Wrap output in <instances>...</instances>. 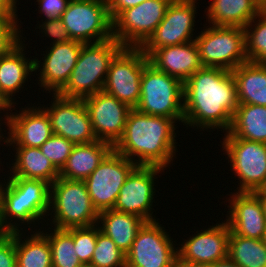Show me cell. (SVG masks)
Returning a JSON list of instances; mask_svg holds the SVG:
<instances>
[{
    "label": "cell",
    "mask_w": 266,
    "mask_h": 267,
    "mask_svg": "<svg viewBox=\"0 0 266 267\" xmlns=\"http://www.w3.org/2000/svg\"><path fill=\"white\" fill-rule=\"evenodd\" d=\"M184 121L187 129L229 131L239 103L231 71L202 67L184 84ZM190 127V128H189Z\"/></svg>",
    "instance_id": "obj_1"
},
{
    "label": "cell",
    "mask_w": 266,
    "mask_h": 267,
    "mask_svg": "<svg viewBox=\"0 0 266 267\" xmlns=\"http://www.w3.org/2000/svg\"><path fill=\"white\" fill-rule=\"evenodd\" d=\"M177 127L171 118L148 115L132 108L123 135L113 150L137 166L167 170L169 166L172 167L174 158H177Z\"/></svg>",
    "instance_id": "obj_2"
},
{
    "label": "cell",
    "mask_w": 266,
    "mask_h": 267,
    "mask_svg": "<svg viewBox=\"0 0 266 267\" xmlns=\"http://www.w3.org/2000/svg\"><path fill=\"white\" fill-rule=\"evenodd\" d=\"M6 180L0 204L2 227L7 232L26 231L27 227L28 231L35 227L40 230L38 226L46 222L50 211V184L22 177H7Z\"/></svg>",
    "instance_id": "obj_3"
},
{
    "label": "cell",
    "mask_w": 266,
    "mask_h": 267,
    "mask_svg": "<svg viewBox=\"0 0 266 267\" xmlns=\"http://www.w3.org/2000/svg\"><path fill=\"white\" fill-rule=\"evenodd\" d=\"M123 46L113 37L83 44L66 86L58 93L66 98H85L103 91L110 63Z\"/></svg>",
    "instance_id": "obj_4"
},
{
    "label": "cell",
    "mask_w": 266,
    "mask_h": 267,
    "mask_svg": "<svg viewBox=\"0 0 266 267\" xmlns=\"http://www.w3.org/2000/svg\"><path fill=\"white\" fill-rule=\"evenodd\" d=\"M98 216L84 181L59 177L50 185L47 218L50 224L46 222L47 226L56 229L87 227L97 224Z\"/></svg>",
    "instance_id": "obj_5"
},
{
    "label": "cell",
    "mask_w": 266,
    "mask_h": 267,
    "mask_svg": "<svg viewBox=\"0 0 266 267\" xmlns=\"http://www.w3.org/2000/svg\"><path fill=\"white\" fill-rule=\"evenodd\" d=\"M135 109L148 115L171 118L183 125V83L148 63L141 75L140 99Z\"/></svg>",
    "instance_id": "obj_6"
},
{
    "label": "cell",
    "mask_w": 266,
    "mask_h": 267,
    "mask_svg": "<svg viewBox=\"0 0 266 267\" xmlns=\"http://www.w3.org/2000/svg\"><path fill=\"white\" fill-rule=\"evenodd\" d=\"M205 25L194 40L203 67L232 71L248 62L244 28Z\"/></svg>",
    "instance_id": "obj_7"
},
{
    "label": "cell",
    "mask_w": 266,
    "mask_h": 267,
    "mask_svg": "<svg viewBox=\"0 0 266 267\" xmlns=\"http://www.w3.org/2000/svg\"><path fill=\"white\" fill-rule=\"evenodd\" d=\"M222 151L230 170L237 177L235 192H255L266 180V143L241 138H222ZM236 176V177H235Z\"/></svg>",
    "instance_id": "obj_8"
},
{
    "label": "cell",
    "mask_w": 266,
    "mask_h": 267,
    "mask_svg": "<svg viewBox=\"0 0 266 267\" xmlns=\"http://www.w3.org/2000/svg\"><path fill=\"white\" fill-rule=\"evenodd\" d=\"M61 20L71 40L87 44L113 38L107 0H70Z\"/></svg>",
    "instance_id": "obj_9"
},
{
    "label": "cell",
    "mask_w": 266,
    "mask_h": 267,
    "mask_svg": "<svg viewBox=\"0 0 266 267\" xmlns=\"http://www.w3.org/2000/svg\"><path fill=\"white\" fill-rule=\"evenodd\" d=\"M148 63L140 47H123L110 63L103 91L135 108L140 99L141 75Z\"/></svg>",
    "instance_id": "obj_10"
},
{
    "label": "cell",
    "mask_w": 266,
    "mask_h": 267,
    "mask_svg": "<svg viewBox=\"0 0 266 267\" xmlns=\"http://www.w3.org/2000/svg\"><path fill=\"white\" fill-rule=\"evenodd\" d=\"M172 0H145L112 20V35L123 47H141L163 20Z\"/></svg>",
    "instance_id": "obj_11"
},
{
    "label": "cell",
    "mask_w": 266,
    "mask_h": 267,
    "mask_svg": "<svg viewBox=\"0 0 266 267\" xmlns=\"http://www.w3.org/2000/svg\"><path fill=\"white\" fill-rule=\"evenodd\" d=\"M169 233L158 220L146 222L125 254L126 267H173L178 243Z\"/></svg>",
    "instance_id": "obj_12"
},
{
    "label": "cell",
    "mask_w": 266,
    "mask_h": 267,
    "mask_svg": "<svg viewBox=\"0 0 266 267\" xmlns=\"http://www.w3.org/2000/svg\"><path fill=\"white\" fill-rule=\"evenodd\" d=\"M200 0H172L154 33L140 47L148 57L154 50L194 41L195 15ZM198 5V6H197ZM195 36V37H193Z\"/></svg>",
    "instance_id": "obj_13"
},
{
    "label": "cell",
    "mask_w": 266,
    "mask_h": 267,
    "mask_svg": "<svg viewBox=\"0 0 266 267\" xmlns=\"http://www.w3.org/2000/svg\"><path fill=\"white\" fill-rule=\"evenodd\" d=\"M165 169L154 166H136L127 176L113 209L133 214L147 222L156 221L153 207L156 199V180ZM160 174V175H159Z\"/></svg>",
    "instance_id": "obj_14"
},
{
    "label": "cell",
    "mask_w": 266,
    "mask_h": 267,
    "mask_svg": "<svg viewBox=\"0 0 266 267\" xmlns=\"http://www.w3.org/2000/svg\"><path fill=\"white\" fill-rule=\"evenodd\" d=\"M49 95H52L51 104L40 106L49 116L54 135L62 136L74 144L97 140L89 113L81 98H66L52 93Z\"/></svg>",
    "instance_id": "obj_15"
},
{
    "label": "cell",
    "mask_w": 266,
    "mask_h": 267,
    "mask_svg": "<svg viewBox=\"0 0 266 267\" xmlns=\"http://www.w3.org/2000/svg\"><path fill=\"white\" fill-rule=\"evenodd\" d=\"M136 166L133 161L112 150L84 180L98 213L113 209L121 187Z\"/></svg>",
    "instance_id": "obj_16"
},
{
    "label": "cell",
    "mask_w": 266,
    "mask_h": 267,
    "mask_svg": "<svg viewBox=\"0 0 266 267\" xmlns=\"http://www.w3.org/2000/svg\"><path fill=\"white\" fill-rule=\"evenodd\" d=\"M84 43L69 40L60 44H50L43 51L44 57H34V73L39 87L45 93L58 94L67 84ZM45 52V53H44ZM38 71V72H37ZM48 91V92H47Z\"/></svg>",
    "instance_id": "obj_17"
},
{
    "label": "cell",
    "mask_w": 266,
    "mask_h": 267,
    "mask_svg": "<svg viewBox=\"0 0 266 267\" xmlns=\"http://www.w3.org/2000/svg\"><path fill=\"white\" fill-rule=\"evenodd\" d=\"M196 231V232H195ZM177 244L178 258L188 264L205 267L228 256L230 229L227 222L208 225Z\"/></svg>",
    "instance_id": "obj_18"
},
{
    "label": "cell",
    "mask_w": 266,
    "mask_h": 267,
    "mask_svg": "<svg viewBox=\"0 0 266 267\" xmlns=\"http://www.w3.org/2000/svg\"><path fill=\"white\" fill-rule=\"evenodd\" d=\"M97 140L114 146L122 137L131 107L104 91L82 99Z\"/></svg>",
    "instance_id": "obj_19"
},
{
    "label": "cell",
    "mask_w": 266,
    "mask_h": 267,
    "mask_svg": "<svg viewBox=\"0 0 266 267\" xmlns=\"http://www.w3.org/2000/svg\"><path fill=\"white\" fill-rule=\"evenodd\" d=\"M26 105L24 108L21 106L20 111H17L16 105L9 106L7 148L8 146L40 148L53 135L46 111L36 104Z\"/></svg>",
    "instance_id": "obj_20"
},
{
    "label": "cell",
    "mask_w": 266,
    "mask_h": 267,
    "mask_svg": "<svg viewBox=\"0 0 266 267\" xmlns=\"http://www.w3.org/2000/svg\"><path fill=\"white\" fill-rule=\"evenodd\" d=\"M229 196V197H228ZM226 222L230 231L246 238L262 239L266 229V216L262 202L255 192H231Z\"/></svg>",
    "instance_id": "obj_21"
},
{
    "label": "cell",
    "mask_w": 266,
    "mask_h": 267,
    "mask_svg": "<svg viewBox=\"0 0 266 267\" xmlns=\"http://www.w3.org/2000/svg\"><path fill=\"white\" fill-rule=\"evenodd\" d=\"M26 40V36L23 37V41L16 48L0 58V103L8 107L19 104L16 103L15 96L25 91L24 86H27L25 83L31 75H35L33 73L35 56L27 54L29 50L26 52L28 45V42L25 44Z\"/></svg>",
    "instance_id": "obj_22"
},
{
    "label": "cell",
    "mask_w": 266,
    "mask_h": 267,
    "mask_svg": "<svg viewBox=\"0 0 266 267\" xmlns=\"http://www.w3.org/2000/svg\"><path fill=\"white\" fill-rule=\"evenodd\" d=\"M148 60L157 70L179 79L183 84L203 67L195 41L156 49Z\"/></svg>",
    "instance_id": "obj_23"
},
{
    "label": "cell",
    "mask_w": 266,
    "mask_h": 267,
    "mask_svg": "<svg viewBox=\"0 0 266 267\" xmlns=\"http://www.w3.org/2000/svg\"><path fill=\"white\" fill-rule=\"evenodd\" d=\"M8 150H13L15 155L14 159L10 158L11 164L6 162L7 177L44 180L50 185L59 178V170L39 147L9 146Z\"/></svg>",
    "instance_id": "obj_24"
},
{
    "label": "cell",
    "mask_w": 266,
    "mask_h": 267,
    "mask_svg": "<svg viewBox=\"0 0 266 267\" xmlns=\"http://www.w3.org/2000/svg\"><path fill=\"white\" fill-rule=\"evenodd\" d=\"M112 150L110 143L101 140L75 144L59 177L84 181Z\"/></svg>",
    "instance_id": "obj_25"
},
{
    "label": "cell",
    "mask_w": 266,
    "mask_h": 267,
    "mask_svg": "<svg viewBox=\"0 0 266 267\" xmlns=\"http://www.w3.org/2000/svg\"><path fill=\"white\" fill-rule=\"evenodd\" d=\"M204 15L214 26L244 28L264 8L257 0H210Z\"/></svg>",
    "instance_id": "obj_26"
},
{
    "label": "cell",
    "mask_w": 266,
    "mask_h": 267,
    "mask_svg": "<svg viewBox=\"0 0 266 267\" xmlns=\"http://www.w3.org/2000/svg\"><path fill=\"white\" fill-rule=\"evenodd\" d=\"M146 222L136 215L109 209L99 212L97 225L100 232L111 238L115 245L126 254L138 231Z\"/></svg>",
    "instance_id": "obj_27"
},
{
    "label": "cell",
    "mask_w": 266,
    "mask_h": 267,
    "mask_svg": "<svg viewBox=\"0 0 266 267\" xmlns=\"http://www.w3.org/2000/svg\"><path fill=\"white\" fill-rule=\"evenodd\" d=\"M239 104L266 106V65L246 62L231 71Z\"/></svg>",
    "instance_id": "obj_28"
},
{
    "label": "cell",
    "mask_w": 266,
    "mask_h": 267,
    "mask_svg": "<svg viewBox=\"0 0 266 267\" xmlns=\"http://www.w3.org/2000/svg\"><path fill=\"white\" fill-rule=\"evenodd\" d=\"M223 138H241L266 143V106L239 104Z\"/></svg>",
    "instance_id": "obj_29"
},
{
    "label": "cell",
    "mask_w": 266,
    "mask_h": 267,
    "mask_svg": "<svg viewBox=\"0 0 266 267\" xmlns=\"http://www.w3.org/2000/svg\"><path fill=\"white\" fill-rule=\"evenodd\" d=\"M41 230L15 231L16 267H53L51 247Z\"/></svg>",
    "instance_id": "obj_30"
},
{
    "label": "cell",
    "mask_w": 266,
    "mask_h": 267,
    "mask_svg": "<svg viewBox=\"0 0 266 267\" xmlns=\"http://www.w3.org/2000/svg\"><path fill=\"white\" fill-rule=\"evenodd\" d=\"M228 257L240 267H266V245L262 239L246 238L230 231Z\"/></svg>",
    "instance_id": "obj_31"
},
{
    "label": "cell",
    "mask_w": 266,
    "mask_h": 267,
    "mask_svg": "<svg viewBox=\"0 0 266 267\" xmlns=\"http://www.w3.org/2000/svg\"><path fill=\"white\" fill-rule=\"evenodd\" d=\"M42 225L41 232L48 238L51 247L53 267H81L83 264L75 254L73 228L56 229L49 226L47 228L50 230H45Z\"/></svg>",
    "instance_id": "obj_32"
},
{
    "label": "cell",
    "mask_w": 266,
    "mask_h": 267,
    "mask_svg": "<svg viewBox=\"0 0 266 267\" xmlns=\"http://www.w3.org/2000/svg\"><path fill=\"white\" fill-rule=\"evenodd\" d=\"M244 30L248 61L266 65V10L256 15Z\"/></svg>",
    "instance_id": "obj_33"
},
{
    "label": "cell",
    "mask_w": 266,
    "mask_h": 267,
    "mask_svg": "<svg viewBox=\"0 0 266 267\" xmlns=\"http://www.w3.org/2000/svg\"><path fill=\"white\" fill-rule=\"evenodd\" d=\"M89 265L93 267H126V255L111 238L99 232Z\"/></svg>",
    "instance_id": "obj_34"
},
{
    "label": "cell",
    "mask_w": 266,
    "mask_h": 267,
    "mask_svg": "<svg viewBox=\"0 0 266 267\" xmlns=\"http://www.w3.org/2000/svg\"><path fill=\"white\" fill-rule=\"evenodd\" d=\"M99 232L100 229L97 224L73 228L75 254L83 265H89L91 262Z\"/></svg>",
    "instance_id": "obj_35"
},
{
    "label": "cell",
    "mask_w": 266,
    "mask_h": 267,
    "mask_svg": "<svg viewBox=\"0 0 266 267\" xmlns=\"http://www.w3.org/2000/svg\"><path fill=\"white\" fill-rule=\"evenodd\" d=\"M19 20V17H0V58L8 55L22 42L23 23Z\"/></svg>",
    "instance_id": "obj_36"
},
{
    "label": "cell",
    "mask_w": 266,
    "mask_h": 267,
    "mask_svg": "<svg viewBox=\"0 0 266 267\" xmlns=\"http://www.w3.org/2000/svg\"><path fill=\"white\" fill-rule=\"evenodd\" d=\"M75 144L66 138L52 135L43 145L40 146L42 153L60 171L66 164Z\"/></svg>",
    "instance_id": "obj_37"
},
{
    "label": "cell",
    "mask_w": 266,
    "mask_h": 267,
    "mask_svg": "<svg viewBox=\"0 0 266 267\" xmlns=\"http://www.w3.org/2000/svg\"><path fill=\"white\" fill-rule=\"evenodd\" d=\"M41 21V22H40ZM35 26V30L39 29L36 33H40L43 35L38 34L42 38H50L51 43L47 42L48 44H60L66 41L71 40L66 30L65 25L61 18L57 19H41ZM40 22V23H39Z\"/></svg>",
    "instance_id": "obj_38"
},
{
    "label": "cell",
    "mask_w": 266,
    "mask_h": 267,
    "mask_svg": "<svg viewBox=\"0 0 266 267\" xmlns=\"http://www.w3.org/2000/svg\"><path fill=\"white\" fill-rule=\"evenodd\" d=\"M35 5H39L38 14L42 19L61 18L63 12L67 9L70 0H36Z\"/></svg>",
    "instance_id": "obj_39"
},
{
    "label": "cell",
    "mask_w": 266,
    "mask_h": 267,
    "mask_svg": "<svg viewBox=\"0 0 266 267\" xmlns=\"http://www.w3.org/2000/svg\"><path fill=\"white\" fill-rule=\"evenodd\" d=\"M0 267H16L15 231L0 239Z\"/></svg>",
    "instance_id": "obj_40"
},
{
    "label": "cell",
    "mask_w": 266,
    "mask_h": 267,
    "mask_svg": "<svg viewBox=\"0 0 266 267\" xmlns=\"http://www.w3.org/2000/svg\"><path fill=\"white\" fill-rule=\"evenodd\" d=\"M144 1L145 0H107L109 16L111 20H113L121 11L141 4Z\"/></svg>",
    "instance_id": "obj_41"
},
{
    "label": "cell",
    "mask_w": 266,
    "mask_h": 267,
    "mask_svg": "<svg viewBox=\"0 0 266 267\" xmlns=\"http://www.w3.org/2000/svg\"><path fill=\"white\" fill-rule=\"evenodd\" d=\"M20 4L18 0H0V17H19L18 5Z\"/></svg>",
    "instance_id": "obj_42"
},
{
    "label": "cell",
    "mask_w": 266,
    "mask_h": 267,
    "mask_svg": "<svg viewBox=\"0 0 266 267\" xmlns=\"http://www.w3.org/2000/svg\"><path fill=\"white\" fill-rule=\"evenodd\" d=\"M8 111H9V107L4 105V104H2V103H0V117H1L0 118V145L4 147L3 148L4 150H5V147H7V145H4V143L7 144V140H8V136H6L8 134V132H7V130H4V129H8V128H6V126H8ZM2 115H3L4 118L2 117ZM3 125H5L4 129L2 127ZM2 131L6 132V133H4ZM1 146H0V148H1ZM0 154L2 155V153H0Z\"/></svg>",
    "instance_id": "obj_43"
},
{
    "label": "cell",
    "mask_w": 266,
    "mask_h": 267,
    "mask_svg": "<svg viewBox=\"0 0 266 267\" xmlns=\"http://www.w3.org/2000/svg\"><path fill=\"white\" fill-rule=\"evenodd\" d=\"M205 267H240L237 263L232 261L228 256L224 259L215 261Z\"/></svg>",
    "instance_id": "obj_44"
},
{
    "label": "cell",
    "mask_w": 266,
    "mask_h": 267,
    "mask_svg": "<svg viewBox=\"0 0 266 267\" xmlns=\"http://www.w3.org/2000/svg\"><path fill=\"white\" fill-rule=\"evenodd\" d=\"M0 160H2L1 158H0ZM4 162H5V160L2 162V161H0V166H2V163L4 164ZM3 168L1 169V167H0V171H2V174H4V175H2L1 174V172H0V204H1V195H2V189H3V186H4V184H5V181H6V177H7V174L5 173V172H3ZM6 174V175H5ZM3 176H5L4 178H2ZM1 179H4V180H1ZM2 181V182H1Z\"/></svg>",
    "instance_id": "obj_45"
},
{
    "label": "cell",
    "mask_w": 266,
    "mask_h": 267,
    "mask_svg": "<svg viewBox=\"0 0 266 267\" xmlns=\"http://www.w3.org/2000/svg\"><path fill=\"white\" fill-rule=\"evenodd\" d=\"M173 267H202V266H196L194 264H188V263L181 261L179 258H177L174 261Z\"/></svg>",
    "instance_id": "obj_46"
},
{
    "label": "cell",
    "mask_w": 266,
    "mask_h": 267,
    "mask_svg": "<svg viewBox=\"0 0 266 267\" xmlns=\"http://www.w3.org/2000/svg\"><path fill=\"white\" fill-rule=\"evenodd\" d=\"M256 194L259 196V198L262 202L264 213L266 216V193H256Z\"/></svg>",
    "instance_id": "obj_47"
},
{
    "label": "cell",
    "mask_w": 266,
    "mask_h": 267,
    "mask_svg": "<svg viewBox=\"0 0 266 267\" xmlns=\"http://www.w3.org/2000/svg\"><path fill=\"white\" fill-rule=\"evenodd\" d=\"M255 193H266V180L264 184L260 187V189L255 191Z\"/></svg>",
    "instance_id": "obj_48"
},
{
    "label": "cell",
    "mask_w": 266,
    "mask_h": 267,
    "mask_svg": "<svg viewBox=\"0 0 266 267\" xmlns=\"http://www.w3.org/2000/svg\"><path fill=\"white\" fill-rule=\"evenodd\" d=\"M8 232L2 227L1 222H0V239L6 235Z\"/></svg>",
    "instance_id": "obj_49"
},
{
    "label": "cell",
    "mask_w": 266,
    "mask_h": 267,
    "mask_svg": "<svg viewBox=\"0 0 266 267\" xmlns=\"http://www.w3.org/2000/svg\"><path fill=\"white\" fill-rule=\"evenodd\" d=\"M257 1L262 5L263 8L266 6V0H257Z\"/></svg>",
    "instance_id": "obj_50"
},
{
    "label": "cell",
    "mask_w": 266,
    "mask_h": 267,
    "mask_svg": "<svg viewBox=\"0 0 266 267\" xmlns=\"http://www.w3.org/2000/svg\"><path fill=\"white\" fill-rule=\"evenodd\" d=\"M262 241H263V242H264V244L266 245V229H265V232H264V235H263Z\"/></svg>",
    "instance_id": "obj_51"
},
{
    "label": "cell",
    "mask_w": 266,
    "mask_h": 267,
    "mask_svg": "<svg viewBox=\"0 0 266 267\" xmlns=\"http://www.w3.org/2000/svg\"><path fill=\"white\" fill-rule=\"evenodd\" d=\"M81 267H93L91 265H82Z\"/></svg>",
    "instance_id": "obj_52"
}]
</instances>
